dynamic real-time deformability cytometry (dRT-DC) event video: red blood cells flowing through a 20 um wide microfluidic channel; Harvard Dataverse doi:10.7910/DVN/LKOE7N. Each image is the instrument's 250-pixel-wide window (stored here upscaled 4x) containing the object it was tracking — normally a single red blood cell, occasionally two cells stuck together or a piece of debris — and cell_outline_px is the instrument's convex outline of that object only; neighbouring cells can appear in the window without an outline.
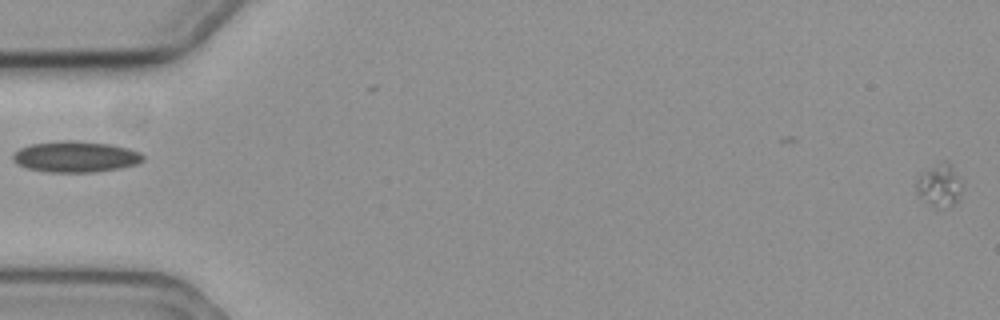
{"species": "common noctule bat (a hibernating species)", "species_latin": "Nyctalus noctula", "temperature_condition": "cold", "stored_images_in_passage": 9, "segment_of_instrument_passage": [1, 2], "camera_frame_rate_fps": 3000, "um_per_image_px": 0.085, "animal": {"sex": "female", "body_mass_g": 19.3, "forearm_length_mm": 54.1}, "frame": {"image": 1, "passage_image": 1, "time_ms": 0.0, "image_size_px": [1000, 320], "cell_outline_px": [[964, 184], [960, 196], [952, 204], [936, 208], [920, 200], [916, 192], [916, 180], [924, 172], [940, 160], [948, 160], [952, 164], [964, 180]], "centroid_in_image_um": [79.89, 15.71], "position_along_channel_um": 5.1, "area_um2": 11.91}}